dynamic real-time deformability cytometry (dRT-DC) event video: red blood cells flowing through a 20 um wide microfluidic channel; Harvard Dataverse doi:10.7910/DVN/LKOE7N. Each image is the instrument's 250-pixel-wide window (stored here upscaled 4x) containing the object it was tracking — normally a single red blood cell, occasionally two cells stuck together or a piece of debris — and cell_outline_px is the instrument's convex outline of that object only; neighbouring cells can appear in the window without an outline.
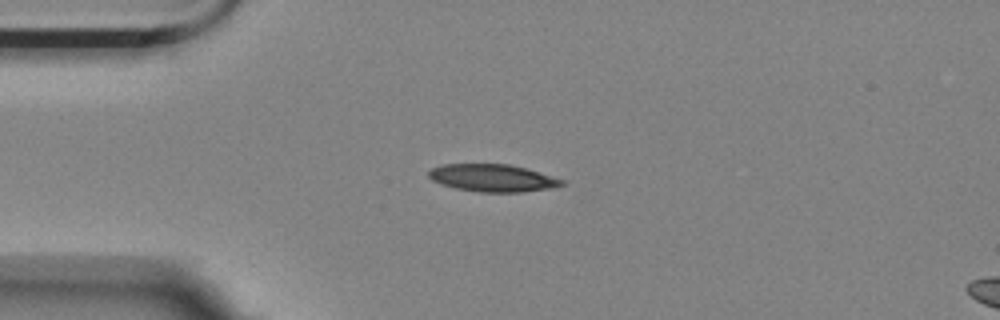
{"species": "Egyptian fruit bat (a non-hibernating species)", "species_latin": "Rousettus aegyptiacus", "temperature_condition": "room temperature", "stored_images_in_passage": 30, "camera_frame_rate_fps": 3000, "um_per_image_px": 0.085, "animal": {"sex": "female"}, "frame": {"image": 1, "passage_image": 1, "time_ms": 0.0, "image_size_px": [1000, 320], "cell_outline_px": [[568, 180], [564, 184], [552, 188], [520, 192], [480, 192], [456, 188], [440, 184], [432, 180], [428, 176], [428, 172], [432, 168], [444, 164], [508, 164], [524, 168]], "centroid_in_image_um": [41.89, 15.13], "position_along_channel_um": 43.1, "area_um2": 21.27}}
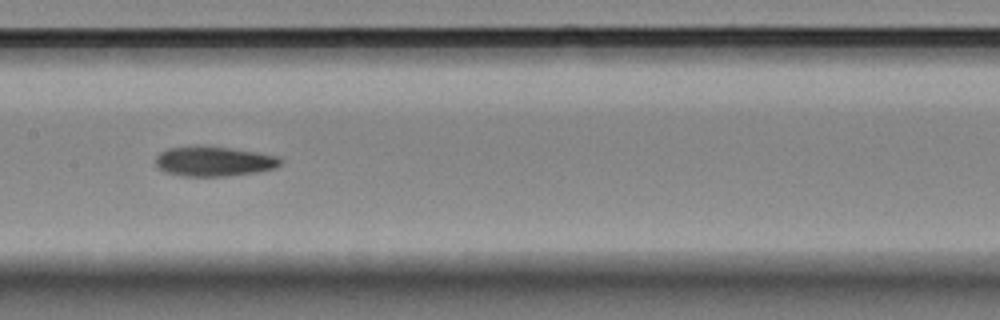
{"frame": {"image": 2, "passage_image": 15, "time_ms": 4.667, "image_size_px": [1000, 320], "cell_outline_px": [[284, 160], [276, 168], [256, 172], [224, 176], [184, 176], [168, 172], [156, 168], [156, 156], [160, 152], [168, 148], [228, 148], [256, 152], [276, 156]], "centroid_in_image_um": [18.2, 13.74], "position_along_channel_um": 189.2, "area_um2": 20.98}}
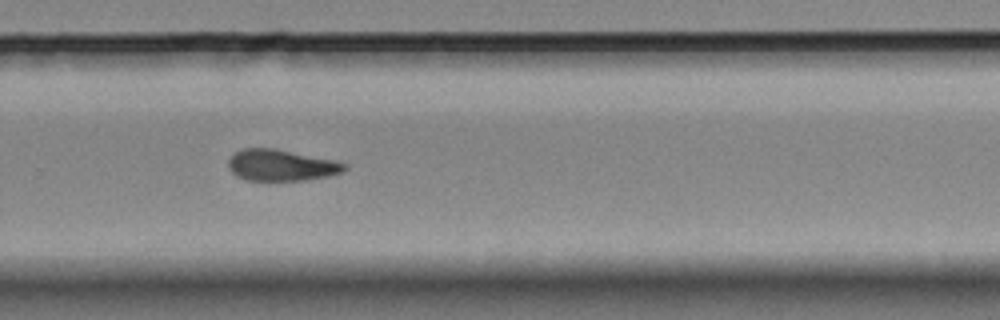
{"frame": {"image": 3, "passage_image": 25, "time_ms": 8.0, "image_size_px": [1000, 320], "cell_outline_px": [[348, 168], [344, 172], [328, 176], [304, 180], [248, 180], [236, 176], [228, 168], [228, 160], [240, 148], [272, 148], [332, 160], [344, 164]], "centroid_in_image_um": [23.86, 14.05], "position_along_channel_um": 305.9, "area_um2": 20.92}}